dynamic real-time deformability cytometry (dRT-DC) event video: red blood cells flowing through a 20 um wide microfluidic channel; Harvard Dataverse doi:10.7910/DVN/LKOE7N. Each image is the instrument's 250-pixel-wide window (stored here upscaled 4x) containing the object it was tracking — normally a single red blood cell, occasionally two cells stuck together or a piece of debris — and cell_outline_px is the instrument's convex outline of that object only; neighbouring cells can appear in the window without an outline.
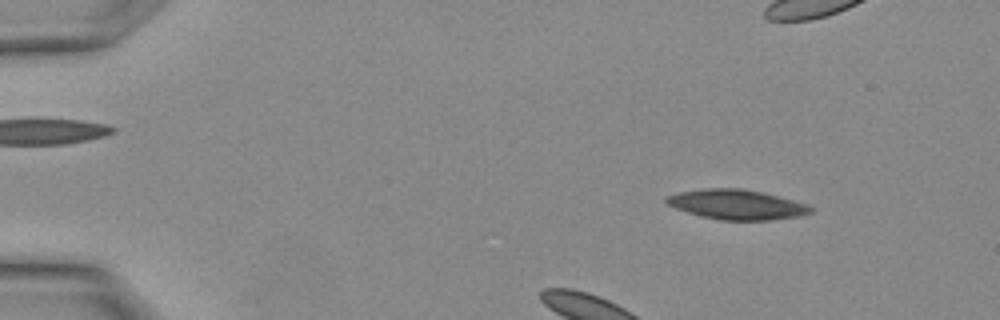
{"species": "Egyptian fruit bat (a non-hibernating species)", "species_latin": "Rousettus aegyptiacus", "temperature_condition": "warm", "stored_images_in_passage": 9, "camera_frame_rate_fps": 3000, "um_per_image_px": 0.085, "animal": {"sex": "female"}, "frame": {"image": 1, "passage_image": 2, "time_ms": 0.333, "image_size_px": [1000, 320], "cell_outline_px": [[812, 212], [796, 216], [768, 220], [720, 220], [700, 216], [676, 208], [668, 204], [664, 200], [664, 196], [680, 192], [704, 188], [740, 188], [760, 192], [808, 204], [812, 208]], "centroid_in_image_um": [62.56, 17.38], "position_along_channel_um": 22.4, "area_um2": 24.8}}